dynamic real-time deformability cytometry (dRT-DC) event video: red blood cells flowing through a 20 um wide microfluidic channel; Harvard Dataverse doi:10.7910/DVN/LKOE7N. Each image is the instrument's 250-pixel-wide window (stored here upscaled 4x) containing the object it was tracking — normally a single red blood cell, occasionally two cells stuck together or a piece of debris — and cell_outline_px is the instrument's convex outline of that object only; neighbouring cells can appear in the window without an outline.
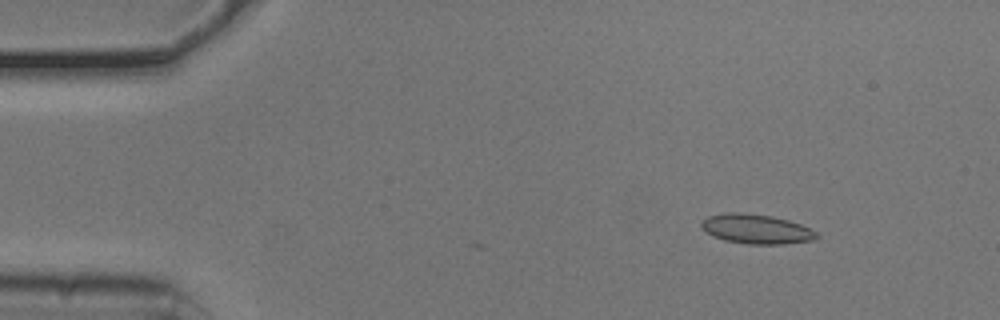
{"species": "common noctule bat (a hibernating species)", "species_latin": "Nyctalus noctula", "temperature_condition": "cold", "stored_images_in_passage": 48, "camera_frame_rate_fps": 3000, "um_per_image_px": 0.085, "animal": {"sex": "male", "body_mass_g": 20.5, "forearm_length_mm": 52.5}, "frame": {"image": 1, "passage_image": 7, "time_ms": 2.0, "image_size_px": [1000, 320], "cell_outline_px": [[820, 236], [812, 240], [784, 244], [748, 244], [724, 240], [712, 236], [700, 228], [700, 220], [708, 216], [724, 212], [744, 212], [772, 216], [788, 220], [800, 224], [816, 232]], "centroid_in_image_um": [64.22, 19.45], "position_along_channel_um": 20.8, "area_um2": 20.06}}
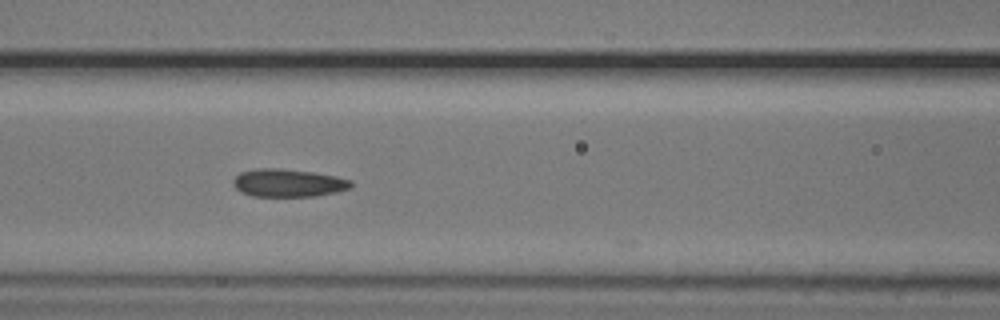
{"frame": {"image": 2, "passage_image": 23, "time_ms": 7.333, "image_size_px": [1000, 320], "cell_outline_px": [[352, 188], [336, 192], [316, 196], [252, 196], [240, 192], [232, 184], [232, 180], [240, 172], [256, 168], [280, 168], [312, 172], [336, 176], [352, 180]], "centroid_in_image_um": [24.49, 15.54], "position_along_channel_um": 142.1, "area_um2": 19.31}}
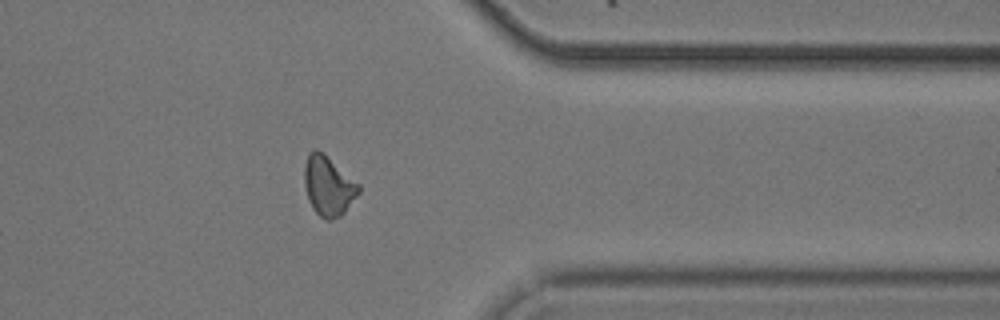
{"frame": {"image": 3, "passage_image": 43, "time_ms": 14.0, "image_size_px": [1000, 320], "cell_outline_px": [[360, 192], [344, 212], [340, 216], [332, 220], [324, 220], [312, 208], [308, 200], [304, 184], [304, 164], [308, 156], [316, 148], [324, 152], [360, 184]], "centroid_in_image_um": [27.91, 15.8], "position_along_channel_um": 383.5, "area_um2": 19.07}}